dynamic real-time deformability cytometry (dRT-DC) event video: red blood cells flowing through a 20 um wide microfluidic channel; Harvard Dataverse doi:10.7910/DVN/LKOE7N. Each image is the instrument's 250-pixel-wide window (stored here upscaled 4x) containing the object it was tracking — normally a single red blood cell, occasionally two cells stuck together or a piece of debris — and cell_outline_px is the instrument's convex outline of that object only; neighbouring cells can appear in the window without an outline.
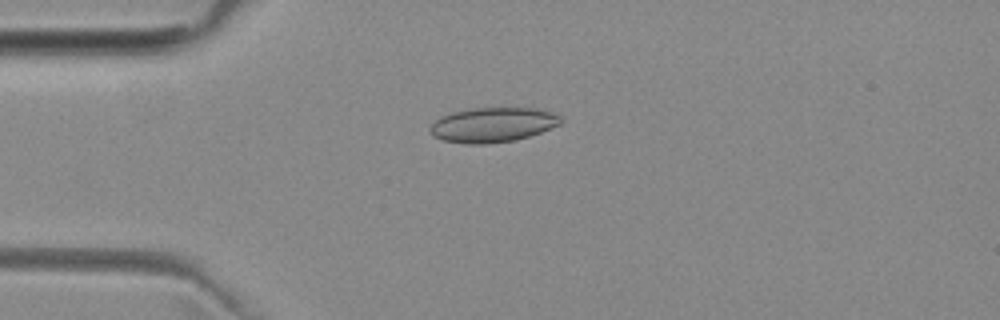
{"species": "common noctule bat (a hibernating species)", "species_latin": "Nyctalus noctula", "temperature_condition": "room temperature", "stored_images_in_passage": 7, "camera_frame_rate_fps": 3000, "um_per_image_px": 0.085, "animal": {"sex": "female", "body_mass_g": 29.2, "forearm_length_mm": 56.3}, "frame": {"image": 1, "passage_image": 3, "time_ms": 2.667, "image_size_px": [1000, 320], "cell_outline_px": [[564, 120], [560, 124], [540, 132], [516, 140], [488, 144], [464, 144], [444, 140], [432, 136], [428, 128], [440, 116], [452, 112], [472, 108], [536, 108], [556, 112]], "centroid_in_image_um": [41.89, 10.61], "position_along_channel_um": 43.1, "area_um2": 26.7}}
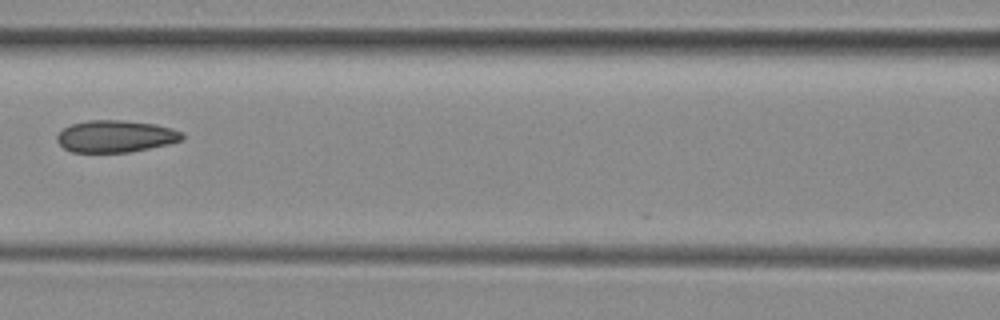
{"frame": {"image": 2, "passage_image": 6, "time_ms": 6.0, "image_size_px": [1000, 320], "cell_outline_px": [[184, 140], [168, 144], [128, 152], [72, 152], [64, 148], [56, 140], [56, 136], [64, 128], [72, 124], [88, 120], [120, 120], [156, 124], [172, 128], [184, 132]], "centroid_in_image_um": [9.85, 11.58], "position_along_channel_um": 156.7, "area_um2": 23.35}}
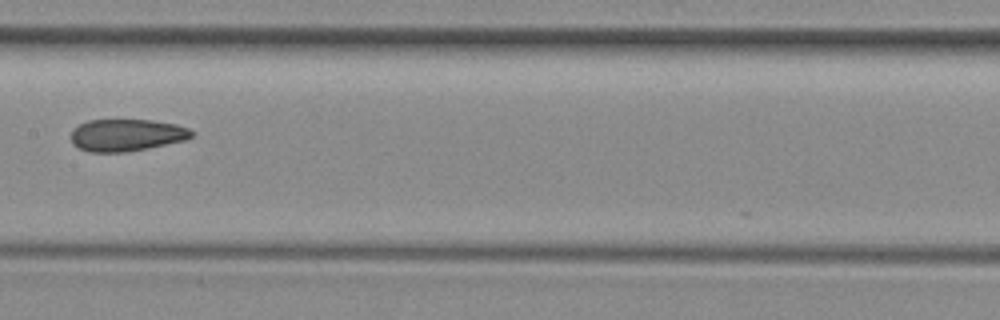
{"frame": {"image": 3, "passage_image": 7, "time_ms": 7.0, "image_size_px": [1000, 320], "cell_outline_px": [[192, 136], [188, 140], [128, 152], [88, 152], [76, 148], [72, 144], [72, 128], [88, 120], [152, 120], [176, 124], [188, 128], [192, 132]], "centroid_in_image_um": [10.74, 11.49], "position_along_channel_um": 196.7, "area_um2": 22.77}}